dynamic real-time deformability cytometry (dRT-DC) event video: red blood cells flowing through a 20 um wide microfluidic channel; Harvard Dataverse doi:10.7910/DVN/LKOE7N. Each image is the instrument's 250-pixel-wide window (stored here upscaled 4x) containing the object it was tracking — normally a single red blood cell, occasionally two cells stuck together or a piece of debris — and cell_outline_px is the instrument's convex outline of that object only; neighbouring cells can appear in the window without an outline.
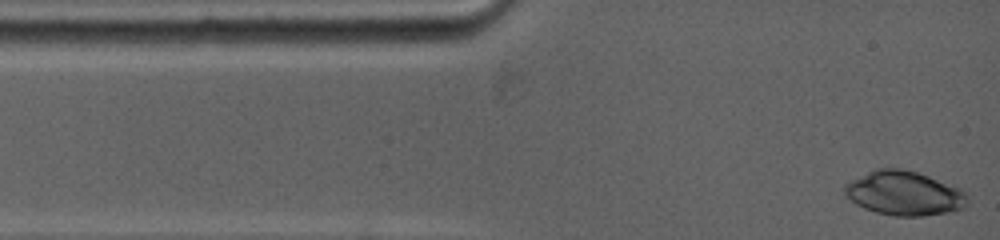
{"species": "common noctule bat (a hibernating species)", "species_latin": "Nyctalus noctula", "temperature_condition": "warm", "stored_images_in_passage": 51, "camera_frame_rate_fps": 5000, "um_per_image_px": 0.085, "animal": {"sex": "female", "body_mass_g": 19.0, "forearm_length_mm": 53.3}, "frame": {"image": 1, "passage_image": 1, "time_ms": 0.0, "image_size_px": [1000, 240], "cell_outline_px": [[968, 204], [964, 208], [924, 216], [892, 216], [876, 212], [864, 208], [856, 204], [844, 196], [844, 184], [876, 168], [900, 168], [916, 172], [928, 176], [960, 188], [968, 196]], "centroid_in_image_um": [76.84, 16.43], "position_along_channel_um": 8.2, "area_um2": 31.62}}
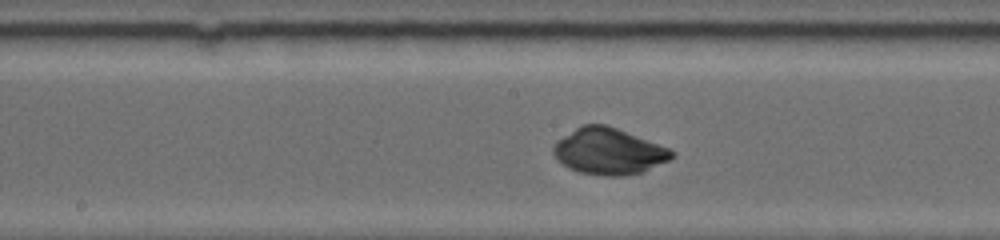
{"frame": {"image": 2, "passage_image": 30, "time_ms": 6.0, "image_size_px": [1000, 240], "cell_outline_px": [[676, 156], [644, 172], [624, 176], [600, 176], [580, 172], [568, 168], [556, 160], [552, 152], [552, 144], [556, 140], [576, 128], [584, 124], [604, 124], [616, 128], [668, 148], [676, 152]], "centroid_in_image_um": [51.7, 12.88], "position_along_channel_um": 196.5, "area_um2": 32.08}}
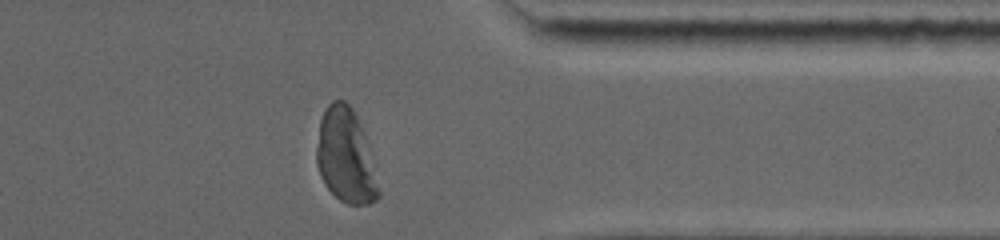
{"frame": {"image": 3, "passage_image": 51, "time_ms": 11.0, "image_size_px": [1000, 240], "cell_outline_px": [[380, 196], [376, 200], [368, 204], [348, 204], [340, 200], [324, 184], [320, 176], [316, 164], [316, 148], [320, 120], [328, 104], [332, 100], [344, 100], [352, 108], [364, 132], [380, 192]], "centroid_in_image_um": [29.36, 13.27], "position_along_channel_um": 382.0, "area_um2": 33.76}}